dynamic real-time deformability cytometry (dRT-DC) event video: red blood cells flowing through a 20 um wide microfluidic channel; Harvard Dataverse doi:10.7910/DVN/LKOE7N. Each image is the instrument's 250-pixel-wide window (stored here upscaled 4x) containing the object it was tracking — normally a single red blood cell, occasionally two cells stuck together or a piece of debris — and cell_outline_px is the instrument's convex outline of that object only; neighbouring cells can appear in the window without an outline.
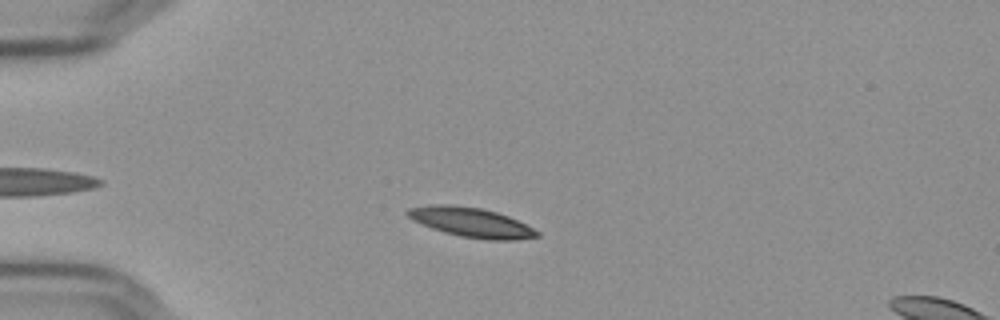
{"species": "Egyptian fruit bat (a non-hibernating species)", "species_latin": "Rousettus aegyptiacus", "temperature_condition": "cold", "stored_images_in_passage": 22, "camera_frame_rate_fps": 3000, "um_per_image_px": 0.085, "frame": {"image": 1, "passage_image": 11, "time_ms": 3.333, "image_size_px": [1000, 320], "cell_outline_px": [[540, 236], [512, 240], [488, 240], [460, 236], [444, 232], [432, 228], [412, 220], [404, 212], [408, 208], [432, 204], [452, 204], [480, 208], [496, 212], [508, 216], [540, 232]], "centroid_in_image_um": [40.01, 18.89], "position_along_channel_um": 45.0, "area_um2": 22.2}}
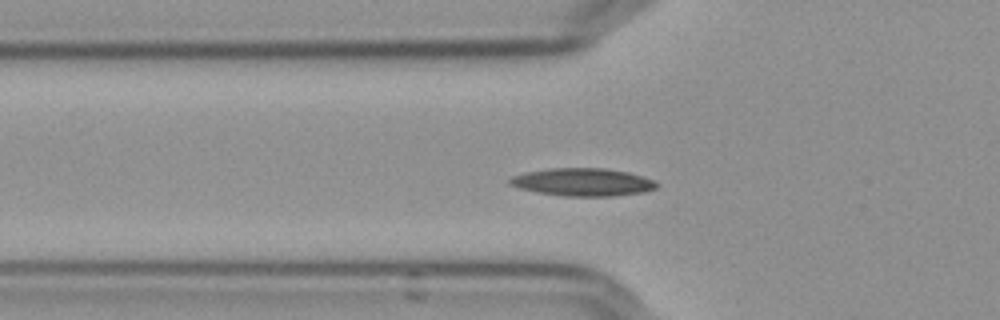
{"frame": {"image": 2, "passage_image": 16, "time_ms": 5.0, "image_size_px": [1000, 320], "cell_outline_px": [[660, 184], [656, 188], [644, 192], [612, 196], [564, 196], [536, 192], [520, 188], [508, 184], [508, 180], [512, 176], [524, 172], [548, 168], [604, 168], [628, 172], [652, 180]], "centroid_in_image_um": [49.5, 15.48], "position_along_channel_um": 76.3, "area_um2": 23.81}}
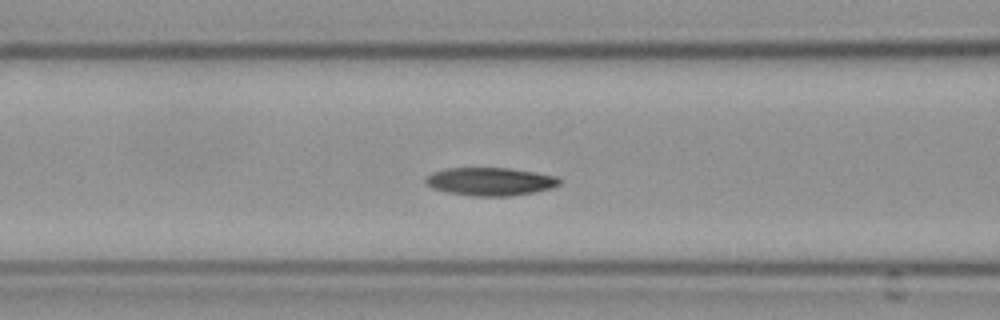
{"frame": {"image": 3, "passage_image": 20, "time_ms": 6.333, "image_size_px": [1000, 320], "cell_outline_px": [[560, 184], [552, 188], [532, 192], [508, 196], [472, 196], [448, 192], [432, 188], [424, 180], [424, 176], [432, 172], [448, 168], [508, 168], [556, 176], [560, 180]], "centroid_in_image_um": [41.63, 15.43], "position_along_channel_um": 125.0, "area_um2": 21.73}}